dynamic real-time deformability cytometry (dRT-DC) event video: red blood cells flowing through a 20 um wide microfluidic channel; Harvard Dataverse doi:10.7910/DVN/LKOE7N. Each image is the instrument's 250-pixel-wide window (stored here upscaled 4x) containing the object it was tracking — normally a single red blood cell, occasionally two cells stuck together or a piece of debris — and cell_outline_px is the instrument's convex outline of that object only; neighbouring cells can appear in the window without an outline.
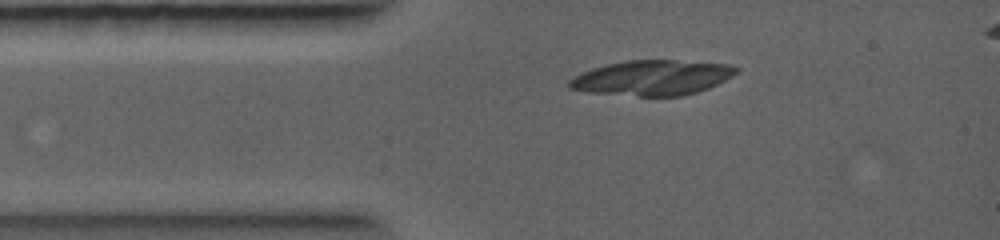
{"species": "common noctule bat (a hibernating species)", "species_latin": "Nyctalus noctula", "temperature_condition": "warm", "stored_images_in_passage": 6, "camera_frame_rate_fps": 5000, "um_per_image_px": 0.085, "animal": {"sex": "female", "body_mass_g": 19.0, "forearm_length_mm": 56.7}, "frame": {"image": 1, "passage_image": 6, "time_ms": 1.0, "image_size_px": [1000, 240], "cell_outline_px": [[740, 68], [732, 76], [708, 88], [696, 92], [680, 96], [640, 96], [588, 92], [568, 88], [568, 80], [580, 72], [592, 68], [608, 64], [628, 60], [676, 60], [728, 64]], "centroid_in_image_um": [55.41, 6.6], "position_along_channel_um": 29.6, "area_um2": 34.04}}